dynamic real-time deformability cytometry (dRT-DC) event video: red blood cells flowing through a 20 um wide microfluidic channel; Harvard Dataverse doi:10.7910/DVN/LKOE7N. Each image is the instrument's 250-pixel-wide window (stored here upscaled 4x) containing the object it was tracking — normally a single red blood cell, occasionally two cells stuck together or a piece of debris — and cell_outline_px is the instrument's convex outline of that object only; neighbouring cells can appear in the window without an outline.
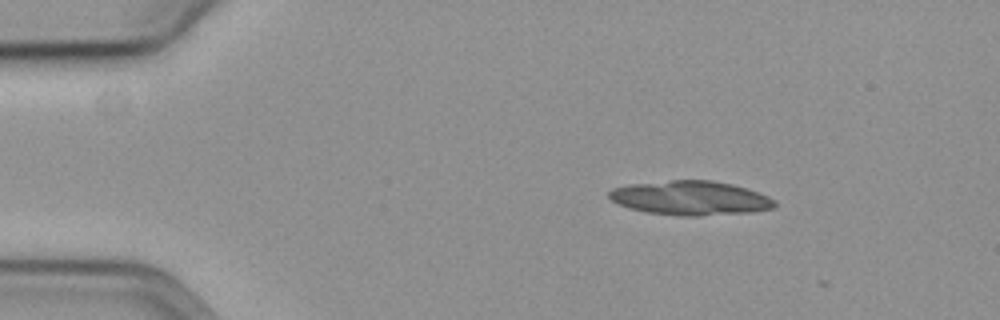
{"species": "common noctule bat (a hibernating species)", "species_latin": "Nyctalus noctula", "temperature_condition": "cold", "stored_images_in_passage": 5, "camera_frame_rate_fps": 3000, "um_per_image_px": 0.085, "animal": {"sex": "female", "body_mass_g": 19.3, "forearm_length_mm": 54.1}, "frame": {"image": 1, "passage_image": 3, "time_ms": 0.667, "image_size_px": [1000, 320], "cell_outline_px": [[776, 208], [748, 212], [696, 216], [676, 216], [648, 212], [628, 208], [612, 200], [608, 196], [608, 192], [612, 188], [628, 184], [672, 180], [712, 180], [732, 184], [748, 188], [760, 192], [776, 200]], "centroid_in_image_um": [58.71, 16.82], "position_along_channel_um": 26.3, "area_um2": 33.23}}